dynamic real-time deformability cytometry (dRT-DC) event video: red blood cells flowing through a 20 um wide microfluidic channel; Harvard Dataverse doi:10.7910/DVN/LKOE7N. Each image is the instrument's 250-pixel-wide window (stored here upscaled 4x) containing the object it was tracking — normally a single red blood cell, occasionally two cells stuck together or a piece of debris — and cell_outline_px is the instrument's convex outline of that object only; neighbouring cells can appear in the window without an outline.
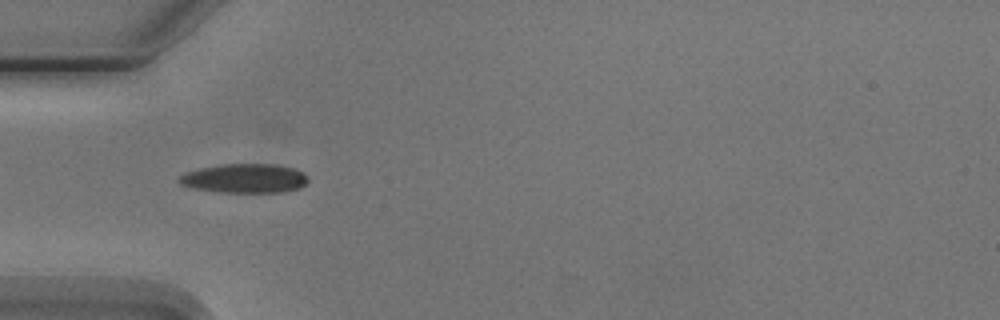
{"species": "Egyptian fruit bat (a non-hibernating species)", "species_latin": "Rousettus aegyptiacus", "temperature_condition": "cold", "stored_images_in_passage": 10, "camera_frame_rate_fps": 3000, "um_per_image_px": 0.085, "animal": {"sex": "male"}, "frame": {"image": 1, "passage_image": 6, "time_ms": 6.0, "image_size_px": [1000, 320], "cell_outline_px": [[308, 180], [304, 184], [296, 188], [280, 192], [220, 192], [196, 188], [180, 184], [176, 180], [180, 176], [188, 172], [200, 168], [220, 164], [276, 164], [292, 168], [304, 172], [308, 176]], "centroid_in_image_um": [20.79, 15.15], "position_along_channel_um": 64.2, "area_um2": 21.68}}
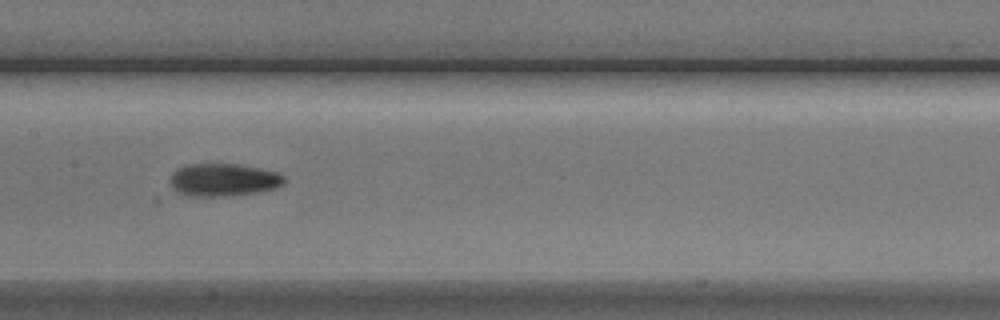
{"frame": {"image": 2, "passage_image": 9, "time_ms": 9.333, "image_size_px": [1000, 320], "cell_outline_px": [[284, 184], [276, 188], [260, 192], [232, 196], [188, 196], [180, 192], [172, 184], [172, 176], [180, 168], [188, 164], [236, 164], [260, 168], [280, 172], [284, 176]], "centroid_in_image_um": [19.1, 15.29], "position_along_channel_um": 188.3, "area_um2": 21.56}}
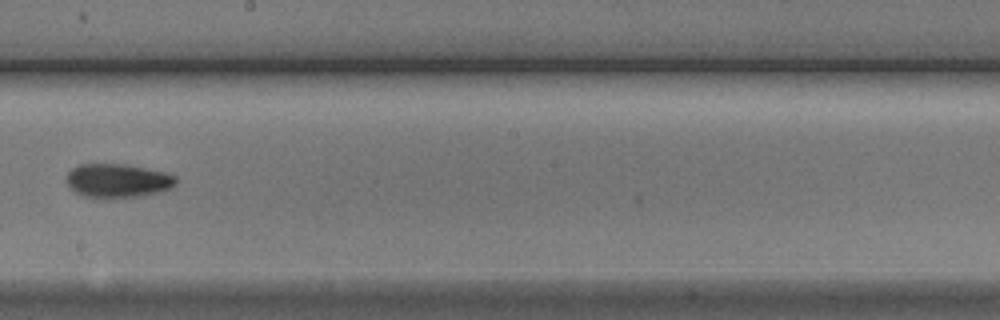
{"frame": {"image": 3, "passage_image": 10, "time_ms": 10.667, "image_size_px": [1000, 320], "cell_outline_px": [[176, 184], [172, 188], [160, 192], [140, 196], [84, 196], [76, 192], [64, 180], [64, 176], [72, 168], [80, 164], [124, 164], [164, 172], [176, 176]], "centroid_in_image_um": [10.0, 15.33], "position_along_channel_um": 238.2, "area_um2": 21.21}}